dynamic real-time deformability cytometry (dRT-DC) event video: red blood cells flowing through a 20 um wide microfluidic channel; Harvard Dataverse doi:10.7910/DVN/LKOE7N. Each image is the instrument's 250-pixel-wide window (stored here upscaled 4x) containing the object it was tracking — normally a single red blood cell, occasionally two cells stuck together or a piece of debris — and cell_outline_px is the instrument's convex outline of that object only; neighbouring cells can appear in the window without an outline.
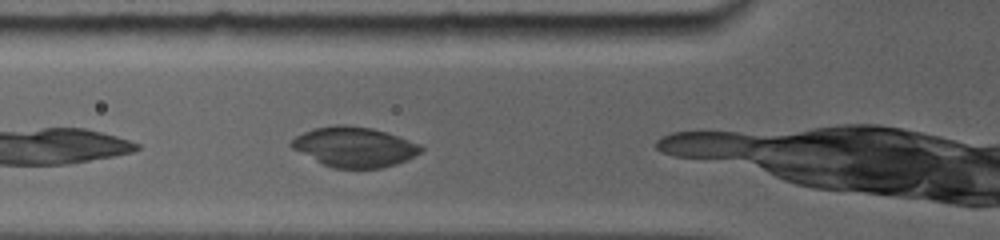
{"species": "common noctule bat (a hibernating species)", "species_latin": "Nyctalus noctula", "temperature_condition": "room temperature", "stored_images_in_passage": 6, "camera_frame_rate_fps": 5000, "um_per_image_px": 0.085, "animal": {"sex": "female", "body_mass_g": 19.0, "forearm_length_mm": 56.7}, "frame": {"image": 1, "passage_image": 2, "time_ms": 1.0, "image_size_px": [1000, 240], "cell_outline_px": [[424, 148], [420, 152], [396, 164], [380, 168], [332, 168], [292, 148], [288, 144], [296, 136], [304, 132], [316, 128], [368, 128], [384, 132], [420, 144]], "centroid_in_image_um": [30.13, 12.54], "position_along_channel_um": 95.7, "area_um2": 28.73}}